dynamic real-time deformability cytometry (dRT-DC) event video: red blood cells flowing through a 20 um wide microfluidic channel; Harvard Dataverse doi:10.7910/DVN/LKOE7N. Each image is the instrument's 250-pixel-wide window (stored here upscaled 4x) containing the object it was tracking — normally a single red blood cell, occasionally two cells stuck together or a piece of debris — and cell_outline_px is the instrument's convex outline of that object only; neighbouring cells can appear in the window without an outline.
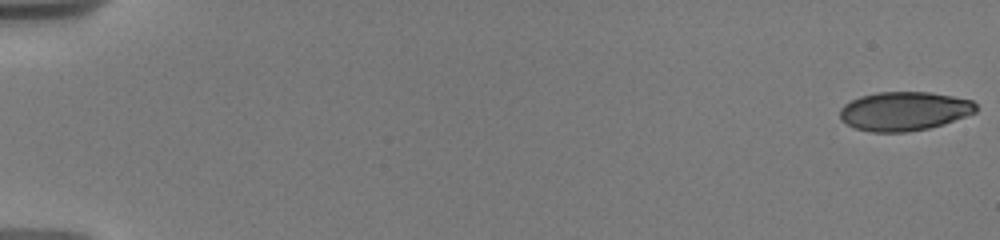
{"species": "human", "species_latin": "Homo sapiens", "temperature_condition": "warm", "stored_images_in_passage": 26, "camera_frame_rate_fps": 3000, "um_per_image_px": 0.085, "donor": {"sex": "male"}, "frame": {"image": 1, "passage_image": 1, "time_ms": 0.0, "image_size_px": [1000, 240], "cell_outline_px": [[976, 112], [944, 124], [928, 128], [908, 132], [872, 132], [856, 128], [840, 120], [840, 108], [844, 104], [860, 96], [876, 92], [932, 92], [972, 100], [976, 104]], "centroid_in_image_um": [76.85, 9.44], "position_along_channel_um": 8.2, "area_um2": 30.92}}
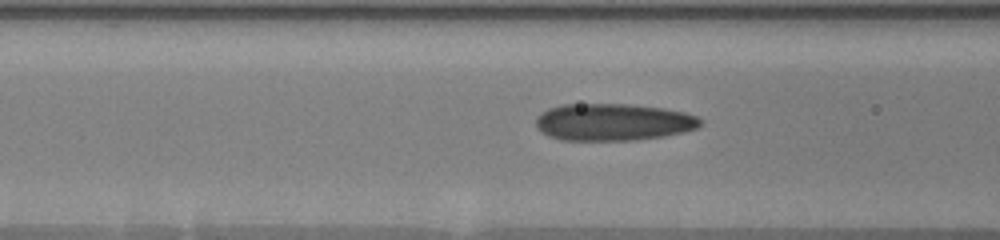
{"frame": {"image": 2, "passage_image": 19, "time_ms": 7.667, "image_size_px": [1000, 240], "cell_outline_px": [[704, 120], [696, 128], [684, 132], [664, 136], [636, 140], [560, 140], [548, 136], [540, 132], [536, 128], [536, 116], [540, 112], [548, 108], [564, 104], [628, 104], [664, 108], [684, 112], [696, 116]], "centroid_in_image_um": [52.08, 10.38], "position_along_channel_um": 114.5, "area_um2": 35.89}}
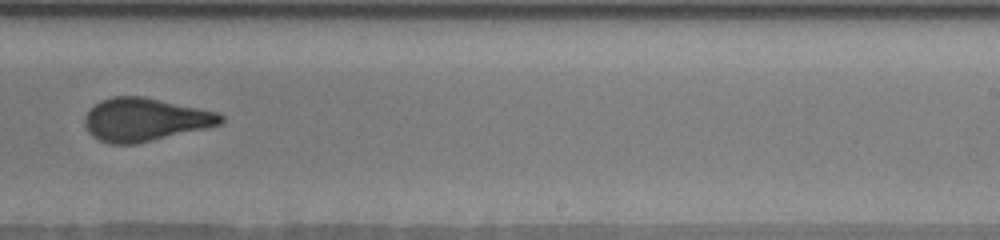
{"frame": {"image": 3, "passage_image": 26, "time_ms": 12.0, "image_size_px": [1000, 240], "cell_outline_px": [[224, 120], [220, 124], [204, 128], [136, 144], [112, 144], [100, 140], [92, 136], [88, 132], [84, 124], [84, 116], [100, 100], [112, 96], [144, 96], [220, 112], [224, 116]], "centroid_in_image_um": [12.32, 10.15], "position_along_channel_um": 276.7, "area_um2": 34.16}}